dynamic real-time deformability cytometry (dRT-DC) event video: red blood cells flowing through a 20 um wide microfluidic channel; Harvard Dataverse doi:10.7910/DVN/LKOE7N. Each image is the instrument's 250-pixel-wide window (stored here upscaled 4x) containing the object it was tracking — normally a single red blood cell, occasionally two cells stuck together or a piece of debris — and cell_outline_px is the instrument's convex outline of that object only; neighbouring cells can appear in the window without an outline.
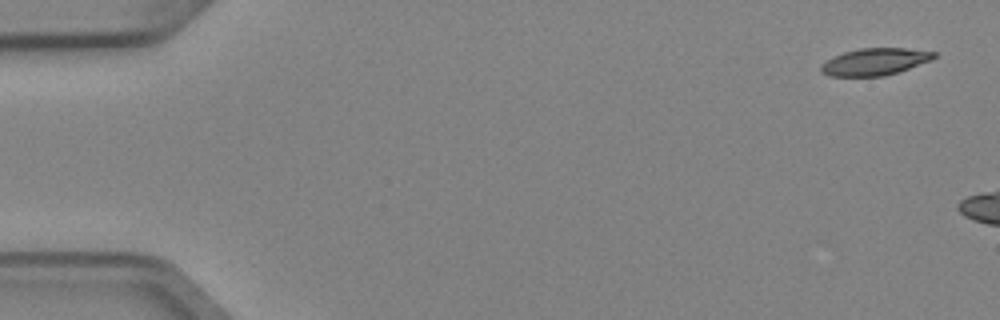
{"species": "Egyptian fruit bat (a non-hibernating species)", "species_latin": "Rousettus aegyptiacus", "temperature_condition": "cold", "stored_images_in_passage": 3, "camera_frame_rate_fps": 3000, "um_per_image_px": 0.085, "animal": {"sex": "female"}, "frame": {"image": 1, "passage_image": 1, "time_ms": 0.0, "image_size_px": [1000, 320], "cell_outline_px": [[936, 56], [932, 60], [884, 76], [828, 76], [820, 72], [820, 64], [832, 56], [844, 52], [860, 48], [904, 48], [936, 52]], "centroid_in_image_um": [74.31, 5.24], "position_along_channel_um": 10.7, "area_um2": 17.8}}